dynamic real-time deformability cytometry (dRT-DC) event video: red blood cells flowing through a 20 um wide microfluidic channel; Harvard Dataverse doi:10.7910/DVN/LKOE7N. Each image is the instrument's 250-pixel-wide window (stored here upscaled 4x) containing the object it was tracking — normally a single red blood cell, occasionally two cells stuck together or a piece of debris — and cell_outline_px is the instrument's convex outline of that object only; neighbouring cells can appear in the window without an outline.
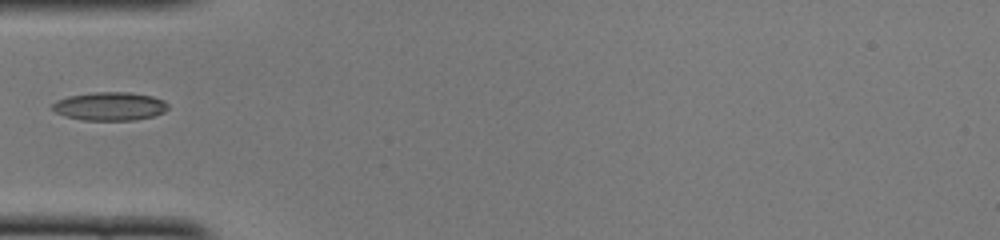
{"species": "common noctule bat (a hibernating species)", "species_latin": "Nyctalus noctula", "temperature_condition": "cold", "stored_images_in_passage": 35, "camera_frame_rate_fps": 3000, "um_per_image_px": 0.085, "animal": {"sex": "female", "body_mass_g": 22.0, "forearm_length_mm": 56.7}, "frame": {"image": 1, "passage_image": 1, "time_ms": 0.0, "image_size_px": [1000, 240], "cell_outline_px": [[168, 108], [164, 112], [152, 116], [136, 120], [80, 120], [64, 116], [56, 112], [52, 108], [52, 104], [56, 100], [68, 96], [92, 92], [132, 92], [152, 96], [164, 100], [168, 104]], "centroid_in_image_um": [9.33, 9.03], "position_along_channel_um": 75.7, "area_um2": 19.31}}
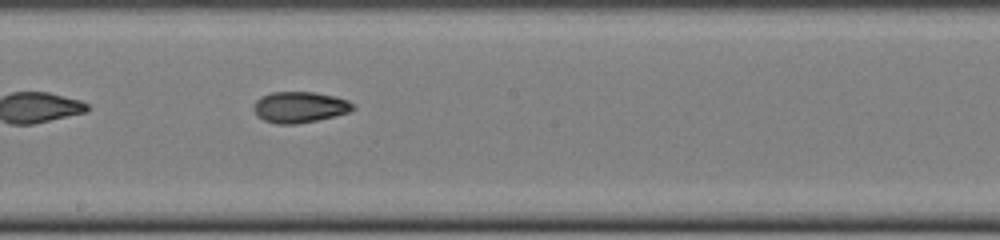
{"frame": {"image": 2, "passage_image": 12, "time_ms": 3.667, "image_size_px": [1000, 240], "cell_outline_px": [[356, 108], [348, 112], [336, 116], [296, 124], [276, 124], [264, 120], [256, 116], [252, 108], [256, 100], [260, 96], [272, 92], [312, 92], [332, 96], [348, 100]], "centroid_in_image_um": [25.42, 9.11], "position_along_channel_um": 222.8, "area_um2": 17.98}}
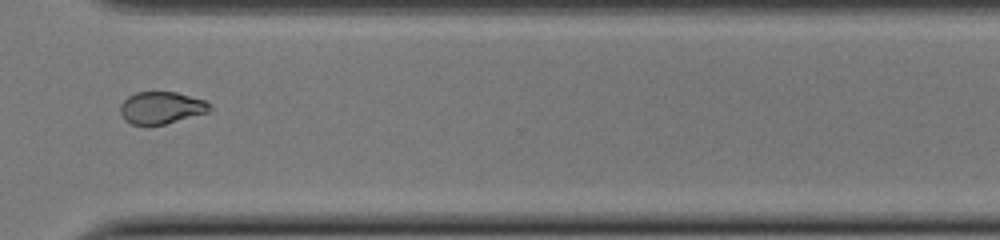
{"frame": {"image": 3, "passage_image": 22, "time_ms": 7.0, "image_size_px": [1000, 240], "cell_outline_px": [[216, 108], [208, 112], [164, 124], [148, 128], [132, 124], [124, 120], [120, 112], [120, 104], [128, 96], [136, 92], [176, 92], [204, 100]], "centroid_in_image_um": [13.69, 9.19], "position_along_channel_um": 356.9, "area_um2": 17.17}}